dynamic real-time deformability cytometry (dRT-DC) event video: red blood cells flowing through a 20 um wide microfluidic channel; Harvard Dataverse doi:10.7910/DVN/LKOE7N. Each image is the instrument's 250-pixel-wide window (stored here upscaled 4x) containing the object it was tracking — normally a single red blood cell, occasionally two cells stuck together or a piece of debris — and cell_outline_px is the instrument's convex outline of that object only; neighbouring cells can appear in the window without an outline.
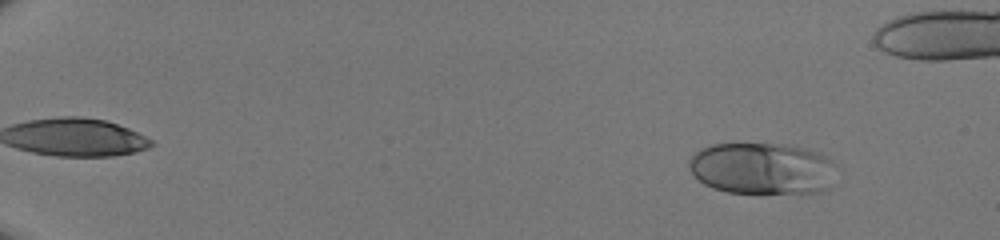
{"species": "human", "species_latin": "Homo sapiens", "temperature_condition": "room temperature", "stored_images_in_passage": 48, "camera_frame_rate_fps": 3000, "um_per_image_px": 0.085, "donor": {"sex": "male"}, "frame": {"image": 1, "passage_image": 4, "time_ms": 1.0, "image_size_px": [1000, 240], "cell_outline_px": [[836, 164], [828, 188], [820, 192], [760, 196], [728, 192], [712, 188], [704, 184], [688, 168], [688, 160], [700, 148], [712, 144], [784, 144], [820, 152], [832, 160]], "centroid_in_image_um": [64.78, 14.36], "position_along_channel_um": 20.2, "area_um2": 45.55}}
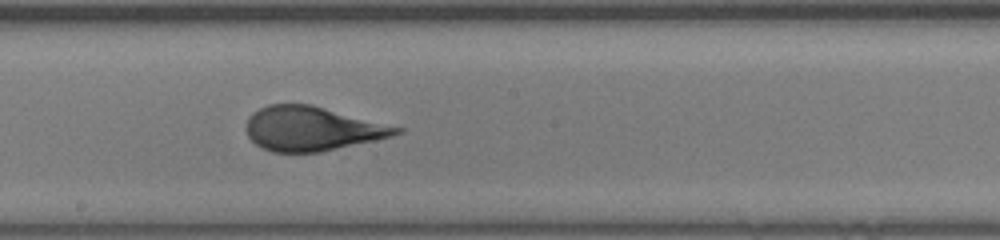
{"frame": {"image": 2, "passage_image": 29, "time_ms": 9.333, "image_size_px": [1000, 240], "cell_outline_px": [[404, 132], [392, 136], [376, 140], [320, 152], [272, 152], [260, 148], [248, 136], [248, 116], [252, 112], [268, 104], [312, 104], [404, 128]], "centroid_in_image_um": [26.54, 10.93], "position_along_channel_um": 221.7, "area_um2": 38.73}}
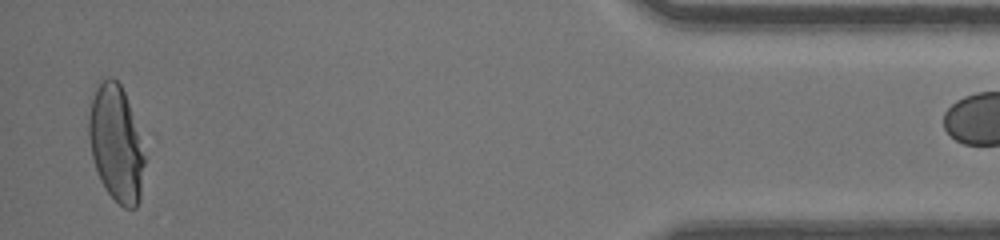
{"frame": {"image": 3, "passage_image": 47, "time_ms": 15.333, "image_size_px": [1000, 240], "cell_outline_px": [[144, 164], [140, 200], [136, 208], [124, 208], [104, 188], [100, 180], [92, 156], [88, 136], [88, 116], [92, 100], [96, 88], [100, 80], [108, 76], [112, 76], [120, 84], [124, 92], [128, 104], [144, 156]], "centroid_in_image_um": [9.83, 12.21], "position_along_channel_um": 425.4, "area_um2": 37.05}}